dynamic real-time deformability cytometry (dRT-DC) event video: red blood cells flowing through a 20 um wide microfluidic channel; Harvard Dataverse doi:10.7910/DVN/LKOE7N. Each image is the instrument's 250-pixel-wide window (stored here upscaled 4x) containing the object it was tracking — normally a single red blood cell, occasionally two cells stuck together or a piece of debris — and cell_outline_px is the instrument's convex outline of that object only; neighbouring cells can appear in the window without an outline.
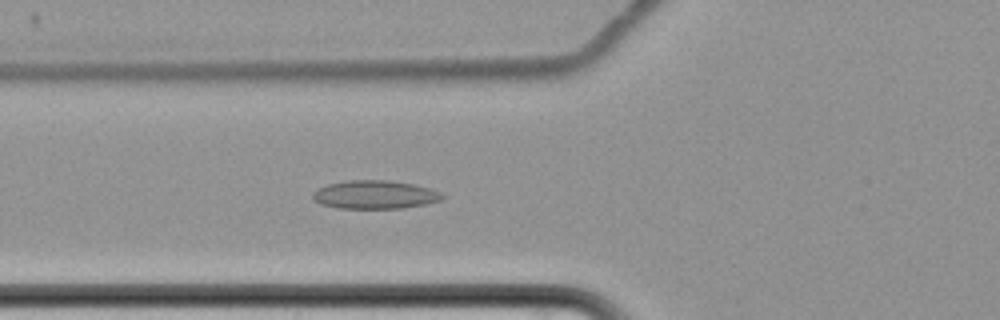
{"species": "common noctule bat (a hibernating species)", "species_latin": "Nyctalus noctula", "temperature_condition": "cold", "stored_images_in_passage": 6, "camera_frame_rate_fps": 3000, "um_per_image_px": 0.085, "animal": {"sex": "female", "body_mass_g": 22.7, "forearm_length_mm": 54.2}, "frame": {"image": 1, "passage_image": 6, "time_ms": 8.667, "image_size_px": [1000, 320], "cell_outline_px": [[444, 196], [440, 200], [424, 204], [404, 208], [336, 208], [320, 204], [312, 196], [312, 192], [328, 184], [348, 180], [388, 180], [416, 184], [440, 192]], "centroid_in_image_um": [31.85, 16.54], "position_along_channel_um": 93.9, "area_um2": 21.33}}